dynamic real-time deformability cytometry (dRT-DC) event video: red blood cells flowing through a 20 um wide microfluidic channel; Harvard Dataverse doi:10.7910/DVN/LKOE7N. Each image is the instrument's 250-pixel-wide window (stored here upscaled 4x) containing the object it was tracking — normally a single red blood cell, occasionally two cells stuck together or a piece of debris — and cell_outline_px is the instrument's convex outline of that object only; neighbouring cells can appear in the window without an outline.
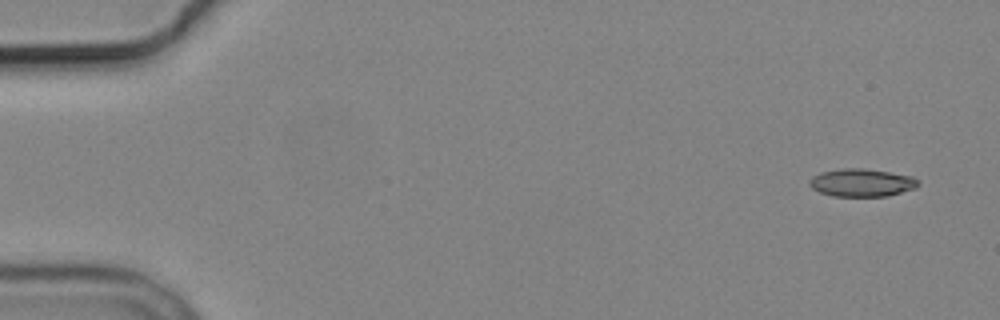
{"species": "common noctule bat (a hibernating species)", "species_latin": "Nyctalus noctula", "temperature_condition": "cold", "stored_images_in_passage": 5, "camera_frame_rate_fps": 3000, "um_per_image_px": 0.085, "animal": {"sex": "male", "body_mass_g": 19.2, "forearm_length_mm": 51.8}, "frame": {"image": 1, "passage_image": 1, "time_ms": 0.0, "image_size_px": [1000, 320], "cell_outline_px": [[920, 184], [916, 188], [888, 196], [832, 196], [820, 192], [812, 188], [808, 184], [808, 180], [812, 176], [820, 172], [840, 168], [864, 168], [912, 176], [920, 180]], "centroid_in_image_um": [73.24, 15.52], "position_along_channel_um": 11.8, "area_um2": 17.86}}
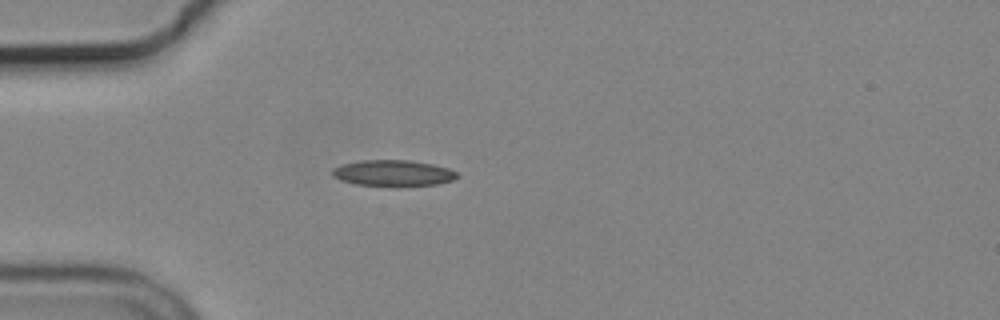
{"frame": {"image": 2, "passage_image": 4, "time_ms": 4.333, "image_size_px": [1000, 320], "cell_outline_px": [[456, 176], [452, 180], [436, 184], [396, 188], [356, 184], [340, 180], [332, 176], [332, 168], [340, 164], [360, 160], [408, 160], [432, 164], [448, 168], [456, 172]], "centroid_in_image_um": [33.35, 14.73], "position_along_channel_um": 51.6, "area_um2": 19.42}}